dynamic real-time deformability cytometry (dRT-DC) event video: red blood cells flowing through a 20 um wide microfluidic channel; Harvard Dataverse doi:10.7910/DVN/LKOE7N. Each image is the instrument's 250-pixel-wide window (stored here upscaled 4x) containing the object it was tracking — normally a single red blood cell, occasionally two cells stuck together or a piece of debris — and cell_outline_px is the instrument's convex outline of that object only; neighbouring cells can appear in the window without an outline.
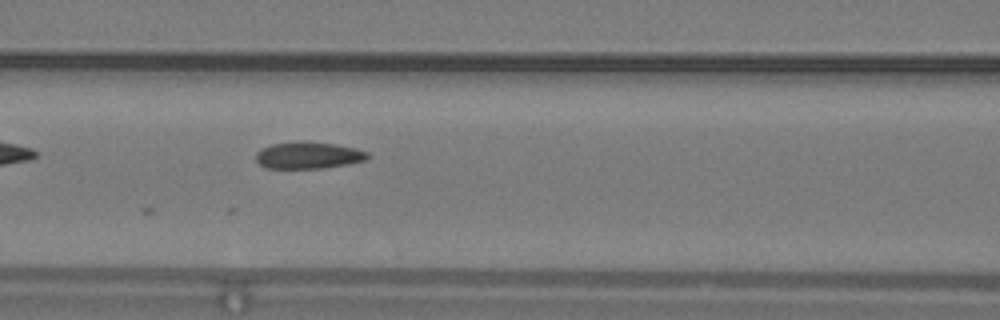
{"species": "common noctule bat (a hibernating species)", "species_latin": "Nyctalus noctula", "temperature_condition": "warm", "stored_images_in_passage": 19, "camera_frame_rate_fps": 3000, "um_per_image_px": 0.085, "animal": {"sex": "male", "body_mass_g": 19.2, "forearm_length_mm": 51.8}, "frame": {"image": 1, "passage_image": 19, "time_ms": 6.0, "image_size_px": [1000, 320], "cell_outline_px": [[372, 156], [368, 160], [348, 164], [324, 168], [264, 168], [256, 160], [256, 152], [260, 148], [272, 144], [296, 140], [304, 140], [336, 144], [356, 148], [368, 152]], "centroid_in_image_um": [26.23, 13.18], "position_along_channel_um": 140.4, "area_um2": 17.98}}